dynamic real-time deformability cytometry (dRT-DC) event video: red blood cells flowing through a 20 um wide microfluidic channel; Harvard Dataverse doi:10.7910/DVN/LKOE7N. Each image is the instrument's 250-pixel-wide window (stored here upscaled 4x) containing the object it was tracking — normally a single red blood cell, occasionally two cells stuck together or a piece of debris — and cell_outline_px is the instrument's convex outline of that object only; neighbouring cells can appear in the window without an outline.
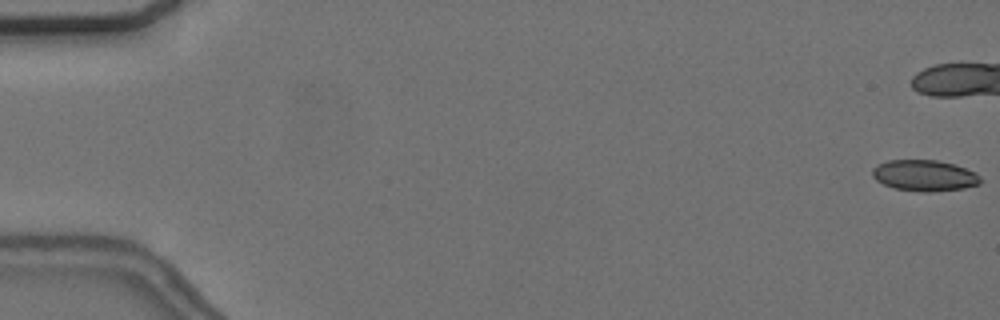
{"species": "common noctule bat (a hibernating species)", "species_latin": "Nyctalus noctula", "temperature_condition": "cold", "stored_images_in_passage": 11, "camera_frame_rate_fps": 3000, "um_per_image_px": 0.085, "animal": {"sex": "female", "body_mass_g": 24.6, "forearm_length_mm": 56.2}, "frame": {"image": 1, "passage_image": 1, "time_ms": 0.0, "image_size_px": [1000, 320], "cell_outline_px": [[984, 180], [980, 184], [964, 188], [928, 192], [924, 192], [896, 188], [884, 184], [876, 180], [872, 176], [872, 168], [876, 164], [888, 160], [936, 160], [952, 164], [976, 172]], "centroid_in_image_um": [78.59, 14.91], "position_along_channel_um": 6.4, "area_um2": 19.59}}